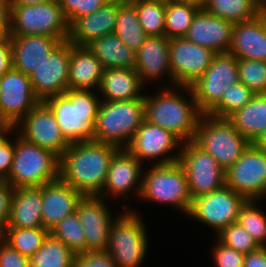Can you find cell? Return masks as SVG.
I'll return each mask as SVG.
<instances>
[{"mask_svg":"<svg viewBox=\"0 0 266 267\" xmlns=\"http://www.w3.org/2000/svg\"><path fill=\"white\" fill-rule=\"evenodd\" d=\"M144 85L135 69H104L98 90L103 101H127L144 98L140 90Z\"/></svg>","mask_w":266,"mask_h":267,"instance_id":"f1b7e54d","label":"cell"},{"mask_svg":"<svg viewBox=\"0 0 266 267\" xmlns=\"http://www.w3.org/2000/svg\"><path fill=\"white\" fill-rule=\"evenodd\" d=\"M145 119L144 98L101 101L95 122L94 141L125 148Z\"/></svg>","mask_w":266,"mask_h":267,"instance_id":"277c9868","label":"cell"},{"mask_svg":"<svg viewBox=\"0 0 266 267\" xmlns=\"http://www.w3.org/2000/svg\"><path fill=\"white\" fill-rule=\"evenodd\" d=\"M227 119L245 139L255 143L266 131V94H255Z\"/></svg>","mask_w":266,"mask_h":267,"instance_id":"f546056e","label":"cell"},{"mask_svg":"<svg viewBox=\"0 0 266 267\" xmlns=\"http://www.w3.org/2000/svg\"><path fill=\"white\" fill-rule=\"evenodd\" d=\"M50 0H9L10 4H20V5H31V4H41Z\"/></svg>","mask_w":266,"mask_h":267,"instance_id":"11a10c76","label":"cell"},{"mask_svg":"<svg viewBox=\"0 0 266 267\" xmlns=\"http://www.w3.org/2000/svg\"><path fill=\"white\" fill-rule=\"evenodd\" d=\"M53 111L64 138L70 143L94 141L101 103L90 90L67 89L44 101Z\"/></svg>","mask_w":266,"mask_h":267,"instance_id":"3957f363","label":"cell"},{"mask_svg":"<svg viewBox=\"0 0 266 267\" xmlns=\"http://www.w3.org/2000/svg\"><path fill=\"white\" fill-rule=\"evenodd\" d=\"M216 53L193 42L185 37L169 39V65L173 83L179 86H190L207 68Z\"/></svg>","mask_w":266,"mask_h":267,"instance_id":"5bb4252c","label":"cell"},{"mask_svg":"<svg viewBox=\"0 0 266 267\" xmlns=\"http://www.w3.org/2000/svg\"><path fill=\"white\" fill-rule=\"evenodd\" d=\"M104 68L87 47L70 43L68 89L90 90L99 88Z\"/></svg>","mask_w":266,"mask_h":267,"instance_id":"83f0119b","label":"cell"},{"mask_svg":"<svg viewBox=\"0 0 266 267\" xmlns=\"http://www.w3.org/2000/svg\"><path fill=\"white\" fill-rule=\"evenodd\" d=\"M257 3H258V5L262 8V9H264L265 7H266V0H255Z\"/></svg>","mask_w":266,"mask_h":267,"instance_id":"680465c9","label":"cell"},{"mask_svg":"<svg viewBox=\"0 0 266 267\" xmlns=\"http://www.w3.org/2000/svg\"><path fill=\"white\" fill-rule=\"evenodd\" d=\"M183 145L178 162L186 173L192 200L223 188L226 185L225 170L218 162L193 141Z\"/></svg>","mask_w":266,"mask_h":267,"instance_id":"8fae6325","label":"cell"},{"mask_svg":"<svg viewBox=\"0 0 266 267\" xmlns=\"http://www.w3.org/2000/svg\"><path fill=\"white\" fill-rule=\"evenodd\" d=\"M70 42H62L29 76L40 101L61 95L68 89Z\"/></svg>","mask_w":266,"mask_h":267,"instance_id":"2e32d148","label":"cell"},{"mask_svg":"<svg viewBox=\"0 0 266 267\" xmlns=\"http://www.w3.org/2000/svg\"><path fill=\"white\" fill-rule=\"evenodd\" d=\"M191 97L188 102L176 90L163 89L155 96L144 95L145 119L171 131L182 142L193 141L202 113L197 107L190 86H180Z\"/></svg>","mask_w":266,"mask_h":267,"instance_id":"7a4b0ae2","label":"cell"},{"mask_svg":"<svg viewBox=\"0 0 266 267\" xmlns=\"http://www.w3.org/2000/svg\"><path fill=\"white\" fill-rule=\"evenodd\" d=\"M234 25V22L218 18L205 9H200L195 14L185 38L213 50L216 54L228 53Z\"/></svg>","mask_w":266,"mask_h":267,"instance_id":"ffe728a7","label":"cell"},{"mask_svg":"<svg viewBox=\"0 0 266 267\" xmlns=\"http://www.w3.org/2000/svg\"><path fill=\"white\" fill-rule=\"evenodd\" d=\"M42 188V223L50 231L62 219L76 212L83 195L60 178L43 184Z\"/></svg>","mask_w":266,"mask_h":267,"instance_id":"7402d4cb","label":"cell"},{"mask_svg":"<svg viewBox=\"0 0 266 267\" xmlns=\"http://www.w3.org/2000/svg\"><path fill=\"white\" fill-rule=\"evenodd\" d=\"M218 240L243 254L253 252L260 247L238 221L223 228L218 233Z\"/></svg>","mask_w":266,"mask_h":267,"instance_id":"b9f144b4","label":"cell"},{"mask_svg":"<svg viewBox=\"0 0 266 267\" xmlns=\"http://www.w3.org/2000/svg\"><path fill=\"white\" fill-rule=\"evenodd\" d=\"M140 196L162 204H171L189 213L192 198L188 190L187 176L179 162L156 165L142 174Z\"/></svg>","mask_w":266,"mask_h":267,"instance_id":"ba28073f","label":"cell"},{"mask_svg":"<svg viewBox=\"0 0 266 267\" xmlns=\"http://www.w3.org/2000/svg\"><path fill=\"white\" fill-rule=\"evenodd\" d=\"M238 81L237 59L229 52L216 54L203 75L190 85L199 111L209 114L225 90Z\"/></svg>","mask_w":266,"mask_h":267,"instance_id":"30bf717a","label":"cell"},{"mask_svg":"<svg viewBox=\"0 0 266 267\" xmlns=\"http://www.w3.org/2000/svg\"><path fill=\"white\" fill-rule=\"evenodd\" d=\"M258 148L266 151V131L254 143Z\"/></svg>","mask_w":266,"mask_h":267,"instance_id":"9f6ffc18","label":"cell"},{"mask_svg":"<svg viewBox=\"0 0 266 267\" xmlns=\"http://www.w3.org/2000/svg\"><path fill=\"white\" fill-rule=\"evenodd\" d=\"M135 70L142 84L146 79H157L164 72L169 73L173 82L169 65V38L165 36H147L140 48L135 52Z\"/></svg>","mask_w":266,"mask_h":267,"instance_id":"484cf974","label":"cell"},{"mask_svg":"<svg viewBox=\"0 0 266 267\" xmlns=\"http://www.w3.org/2000/svg\"><path fill=\"white\" fill-rule=\"evenodd\" d=\"M110 0H59L65 18L71 26L78 18L90 15Z\"/></svg>","mask_w":266,"mask_h":267,"instance_id":"7bdbcfd3","label":"cell"},{"mask_svg":"<svg viewBox=\"0 0 266 267\" xmlns=\"http://www.w3.org/2000/svg\"><path fill=\"white\" fill-rule=\"evenodd\" d=\"M124 0H110L90 15L78 18L71 26L68 41L86 47L94 40L114 33L118 8Z\"/></svg>","mask_w":266,"mask_h":267,"instance_id":"44dd1931","label":"cell"},{"mask_svg":"<svg viewBox=\"0 0 266 267\" xmlns=\"http://www.w3.org/2000/svg\"><path fill=\"white\" fill-rule=\"evenodd\" d=\"M14 143L7 138L0 141V180H6L11 170L15 152Z\"/></svg>","mask_w":266,"mask_h":267,"instance_id":"c3c4849f","label":"cell"},{"mask_svg":"<svg viewBox=\"0 0 266 267\" xmlns=\"http://www.w3.org/2000/svg\"><path fill=\"white\" fill-rule=\"evenodd\" d=\"M193 142L227 170L251 144L227 118L202 114Z\"/></svg>","mask_w":266,"mask_h":267,"instance_id":"52a82bcc","label":"cell"},{"mask_svg":"<svg viewBox=\"0 0 266 267\" xmlns=\"http://www.w3.org/2000/svg\"><path fill=\"white\" fill-rule=\"evenodd\" d=\"M182 141L171 131L163 129L144 119L142 125L137 129L125 149L135 156L140 162L144 159L164 157L157 161L156 165H168L178 162L180 152L177 155L169 156L168 152L175 147L178 148ZM167 155V156H166Z\"/></svg>","mask_w":266,"mask_h":267,"instance_id":"ac0fdd59","label":"cell"},{"mask_svg":"<svg viewBox=\"0 0 266 267\" xmlns=\"http://www.w3.org/2000/svg\"><path fill=\"white\" fill-rule=\"evenodd\" d=\"M141 164L143 163L130 154L125 148H120L110 161L106 182L99 197L104 199V195H107L108 193L113 196H121L126 193L125 198H127V192L135 187L136 184H138L136 187L140 197L142 186ZM105 190L107 193H105Z\"/></svg>","mask_w":266,"mask_h":267,"instance_id":"cb8c5ba5","label":"cell"},{"mask_svg":"<svg viewBox=\"0 0 266 267\" xmlns=\"http://www.w3.org/2000/svg\"><path fill=\"white\" fill-rule=\"evenodd\" d=\"M60 157L53 151L26 141H15L11 170L6 181L13 187L42 186L59 179Z\"/></svg>","mask_w":266,"mask_h":267,"instance_id":"5b68a950","label":"cell"},{"mask_svg":"<svg viewBox=\"0 0 266 267\" xmlns=\"http://www.w3.org/2000/svg\"><path fill=\"white\" fill-rule=\"evenodd\" d=\"M217 244L213 248L216 267H243L245 254L222 244L219 240Z\"/></svg>","mask_w":266,"mask_h":267,"instance_id":"f6af8a7d","label":"cell"},{"mask_svg":"<svg viewBox=\"0 0 266 267\" xmlns=\"http://www.w3.org/2000/svg\"><path fill=\"white\" fill-rule=\"evenodd\" d=\"M13 189L6 180H0V234L8 224Z\"/></svg>","mask_w":266,"mask_h":267,"instance_id":"7dc6e473","label":"cell"},{"mask_svg":"<svg viewBox=\"0 0 266 267\" xmlns=\"http://www.w3.org/2000/svg\"><path fill=\"white\" fill-rule=\"evenodd\" d=\"M99 196H83L76 212L86 238V251L107 250L112 219L108 206ZM113 220V221H112Z\"/></svg>","mask_w":266,"mask_h":267,"instance_id":"d6986e66","label":"cell"},{"mask_svg":"<svg viewBox=\"0 0 266 267\" xmlns=\"http://www.w3.org/2000/svg\"><path fill=\"white\" fill-rule=\"evenodd\" d=\"M41 186L14 188L6 228H37L42 223Z\"/></svg>","mask_w":266,"mask_h":267,"instance_id":"4316f807","label":"cell"},{"mask_svg":"<svg viewBox=\"0 0 266 267\" xmlns=\"http://www.w3.org/2000/svg\"><path fill=\"white\" fill-rule=\"evenodd\" d=\"M0 267H30L29 257L22 255L0 238Z\"/></svg>","mask_w":266,"mask_h":267,"instance_id":"bcb514c9","label":"cell"},{"mask_svg":"<svg viewBox=\"0 0 266 267\" xmlns=\"http://www.w3.org/2000/svg\"><path fill=\"white\" fill-rule=\"evenodd\" d=\"M199 10L197 6L191 4L169 1L166 4L165 37L169 39L185 37Z\"/></svg>","mask_w":266,"mask_h":267,"instance_id":"d590c367","label":"cell"},{"mask_svg":"<svg viewBox=\"0 0 266 267\" xmlns=\"http://www.w3.org/2000/svg\"><path fill=\"white\" fill-rule=\"evenodd\" d=\"M14 130L15 127L0 114V141L6 138L5 134L11 133Z\"/></svg>","mask_w":266,"mask_h":267,"instance_id":"f5cc1de1","label":"cell"},{"mask_svg":"<svg viewBox=\"0 0 266 267\" xmlns=\"http://www.w3.org/2000/svg\"><path fill=\"white\" fill-rule=\"evenodd\" d=\"M49 231L37 228H5L1 238L12 248L26 257L33 256L48 237Z\"/></svg>","mask_w":266,"mask_h":267,"instance_id":"e575fe53","label":"cell"},{"mask_svg":"<svg viewBox=\"0 0 266 267\" xmlns=\"http://www.w3.org/2000/svg\"><path fill=\"white\" fill-rule=\"evenodd\" d=\"M144 223L134 212L119 215L110 228L107 251L117 267H138L147 249Z\"/></svg>","mask_w":266,"mask_h":267,"instance_id":"9c48e42d","label":"cell"},{"mask_svg":"<svg viewBox=\"0 0 266 267\" xmlns=\"http://www.w3.org/2000/svg\"><path fill=\"white\" fill-rule=\"evenodd\" d=\"M49 234L62 241L75 254L86 251V238L77 212L62 219Z\"/></svg>","mask_w":266,"mask_h":267,"instance_id":"8d00e7d4","label":"cell"},{"mask_svg":"<svg viewBox=\"0 0 266 267\" xmlns=\"http://www.w3.org/2000/svg\"><path fill=\"white\" fill-rule=\"evenodd\" d=\"M239 81L255 94H266V62L237 59Z\"/></svg>","mask_w":266,"mask_h":267,"instance_id":"60d3db41","label":"cell"},{"mask_svg":"<svg viewBox=\"0 0 266 267\" xmlns=\"http://www.w3.org/2000/svg\"><path fill=\"white\" fill-rule=\"evenodd\" d=\"M226 186L247 200L266 195V151L251 143L237 161L225 170Z\"/></svg>","mask_w":266,"mask_h":267,"instance_id":"7c38bea8","label":"cell"},{"mask_svg":"<svg viewBox=\"0 0 266 267\" xmlns=\"http://www.w3.org/2000/svg\"><path fill=\"white\" fill-rule=\"evenodd\" d=\"M229 53L236 59L266 62V12L249 21L235 23Z\"/></svg>","mask_w":266,"mask_h":267,"instance_id":"603a6c76","label":"cell"},{"mask_svg":"<svg viewBox=\"0 0 266 267\" xmlns=\"http://www.w3.org/2000/svg\"><path fill=\"white\" fill-rule=\"evenodd\" d=\"M10 36V3L0 0V38Z\"/></svg>","mask_w":266,"mask_h":267,"instance_id":"816d5d0a","label":"cell"},{"mask_svg":"<svg viewBox=\"0 0 266 267\" xmlns=\"http://www.w3.org/2000/svg\"><path fill=\"white\" fill-rule=\"evenodd\" d=\"M125 2L133 3V2H159L167 4L169 1L172 0H124Z\"/></svg>","mask_w":266,"mask_h":267,"instance_id":"6f0895ef","label":"cell"},{"mask_svg":"<svg viewBox=\"0 0 266 267\" xmlns=\"http://www.w3.org/2000/svg\"><path fill=\"white\" fill-rule=\"evenodd\" d=\"M13 68V53L10 36L0 38V76Z\"/></svg>","mask_w":266,"mask_h":267,"instance_id":"681fc988","label":"cell"},{"mask_svg":"<svg viewBox=\"0 0 266 267\" xmlns=\"http://www.w3.org/2000/svg\"><path fill=\"white\" fill-rule=\"evenodd\" d=\"M247 199L227 187L199 196L192 200L189 215L209 225L217 234L238 221L241 207Z\"/></svg>","mask_w":266,"mask_h":267,"instance_id":"4fadbf2b","label":"cell"},{"mask_svg":"<svg viewBox=\"0 0 266 267\" xmlns=\"http://www.w3.org/2000/svg\"><path fill=\"white\" fill-rule=\"evenodd\" d=\"M243 267H266V246H260L257 250L246 253Z\"/></svg>","mask_w":266,"mask_h":267,"instance_id":"f907efd6","label":"cell"},{"mask_svg":"<svg viewBox=\"0 0 266 267\" xmlns=\"http://www.w3.org/2000/svg\"><path fill=\"white\" fill-rule=\"evenodd\" d=\"M74 267H117L107 250L76 253Z\"/></svg>","mask_w":266,"mask_h":267,"instance_id":"ee69618b","label":"cell"},{"mask_svg":"<svg viewBox=\"0 0 266 267\" xmlns=\"http://www.w3.org/2000/svg\"><path fill=\"white\" fill-rule=\"evenodd\" d=\"M204 9L234 23L249 21L263 12L255 0H207Z\"/></svg>","mask_w":266,"mask_h":267,"instance_id":"1f68e13d","label":"cell"},{"mask_svg":"<svg viewBox=\"0 0 266 267\" xmlns=\"http://www.w3.org/2000/svg\"><path fill=\"white\" fill-rule=\"evenodd\" d=\"M139 23L147 36H165L166 4L133 2Z\"/></svg>","mask_w":266,"mask_h":267,"instance_id":"74e56055","label":"cell"},{"mask_svg":"<svg viewBox=\"0 0 266 267\" xmlns=\"http://www.w3.org/2000/svg\"><path fill=\"white\" fill-rule=\"evenodd\" d=\"M74 256L62 241L49 234L42 247L29 258L30 267H74Z\"/></svg>","mask_w":266,"mask_h":267,"instance_id":"836d02e7","label":"cell"},{"mask_svg":"<svg viewBox=\"0 0 266 267\" xmlns=\"http://www.w3.org/2000/svg\"><path fill=\"white\" fill-rule=\"evenodd\" d=\"M104 69H135V51L115 33L102 36L86 46Z\"/></svg>","mask_w":266,"mask_h":267,"instance_id":"4dcf8cb0","label":"cell"},{"mask_svg":"<svg viewBox=\"0 0 266 267\" xmlns=\"http://www.w3.org/2000/svg\"><path fill=\"white\" fill-rule=\"evenodd\" d=\"M13 68L30 76L62 41L42 35H10Z\"/></svg>","mask_w":266,"mask_h":267,"instance_id":"d4e9b609","label":"cell"},{"mask_svg":"<svg viewBox=\"0 0 266 267\" xmlns=\"http://www.w3.org/2000/svg\"><path fill=\"white\" fill-rule=\"evenodd\" d=\"M114 33L135 52L147 38L131 3L124 1L119 6Z\"/></svg>","mask_w":266,"mask_h":267,"instance_id":"d6a6232c","label":"cell"},{"mask_svg":"<svg viewBox=\"0 0 266 267\" xmlns=\"http://www.w3.org/2000/svg\"><path fill=\"white\" fill-rule=\"evenodd\" d=\"M19 123L16 126H23L19 132L21 137L53 151L59 157L70 145L64 138L53 111L44 101H40Z\"/></svg>","mask_w":266,"mask_h":267,"instance_id":"9a60e30c","label":"cell"},{"mask_svg":"<svg viewBox=\"0 0 266 267\" xmlns=\"http://www.w3.org/2000/svg\"><path fill=\"white\" fill-rule=\"evenodd\" d=\"M119 149L97 141L72 143L60 156L59 178L83 196H99L110 161Z\"/></svg>","mask_w":266,"mask_h":267,"instance_id":"6da1fadb","label":"cell"},{"mask_svg":"<svg viewBox=\"0 0 266 267\" xmlns=\"http://www.w3.org/2000/svg\"><path fill=\"white\" fill-rule=\"evenodd\" d=\"M255 93L238 81L230 85L224 92L219 104L209 113L217 118H228L235 111L246 105Z\"/></svg>","mask_w":266,"mask_h":267,"instance_id":"f35d334b","label":"cell"},{"mask_svg":"<svg viewBox=\"0 0 266 267\" xmlns=\"http://www.w3.org/2000/svg\"><path fill=\"white\" fill-rule=\"evenodd\" d=\"M39 102L29 76L14 68L1 76L0 114L15 127V130L19 121Z\"/></svg>","mask_w":266,"mask_h":267,"instance_id":"e0dca14e","label":"cell"},{"mask_svg":"<svg viewBox=\"0 0 266 267\" xmlns=\"http://www.w3.org/2000/svg\"><path fill=\"white\" fill-rule=\"evenodd\" d=\"M177 3L191 4L197 6L199 9H204L207 0H172Z\"/></svg>","mask_w":266,"mask_h":267,"instance_id":"db71d44e","label":"cell"},{"mask_svg":"<svg viewBox=\"0 0 266 267\" xmlns=\"http://www.w3.org/2000/svg\"><path fill=\"white\" fill-rule=\"evenodd\" d=\"M70 25L59 0L41 4H10V35H42L68 41Z\"/></svg>","mask_w":266,"mask_h":267,"instance_id":"8992f818","label":"cell"},{"mask_svg":"<svg viewBox=\"0 0 266 267\" xmlns=\"http://www.w3.org/2000/svg\"><path fill=\"white\" fill-rule=\"evenodd\" d=\"M256 200H247L241 207L238 222L258 243L266 246V214L257 208Z\"/></svg>","mask_w":266,"mask_h":267,"instance_id":"ab89813d","label":"cell"}]
</instances>
